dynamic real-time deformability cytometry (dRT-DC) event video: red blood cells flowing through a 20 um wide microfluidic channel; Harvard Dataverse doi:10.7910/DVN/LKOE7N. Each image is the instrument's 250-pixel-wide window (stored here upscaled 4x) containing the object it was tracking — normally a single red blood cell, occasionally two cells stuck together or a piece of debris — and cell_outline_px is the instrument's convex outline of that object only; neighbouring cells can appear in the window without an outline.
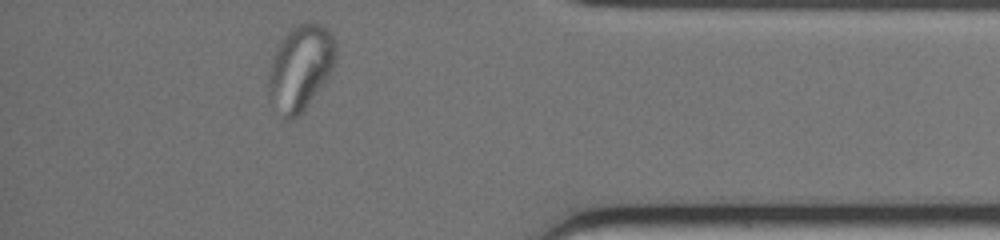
{"species": "common noctule bat (a hibernating species)", "species_latin": "Nyctalus noctula", "temperature_condition": "warm", "stored_images_in_passage": 29, "segment_of_instrument_passage": [2, 2], "camera_frame_rate_fps": 3000, "um_per_image_px": 0.085, "animal": {"sex": "female", "body_mass_g": 19.0, "forearm_length_mm": 51.5}, "frame": {"image": 1, "passage_image": 29, "time_ms": 9.333, "image_size_px": [1000, 240], "cell_outline_px": [[336, 56], [328, 80], [304, 108], [292, 120], [284, 120], [268, 100], [268, 72], [272, 56], [280, 40], [288, 28], [296, 24], [308, 20], [320, 24], [328, 28], [336, 40]], "centroid_in_image_um": [25.52, 5.72], "position_along_channel_um": 409.7, "area_um2": 34.39}}